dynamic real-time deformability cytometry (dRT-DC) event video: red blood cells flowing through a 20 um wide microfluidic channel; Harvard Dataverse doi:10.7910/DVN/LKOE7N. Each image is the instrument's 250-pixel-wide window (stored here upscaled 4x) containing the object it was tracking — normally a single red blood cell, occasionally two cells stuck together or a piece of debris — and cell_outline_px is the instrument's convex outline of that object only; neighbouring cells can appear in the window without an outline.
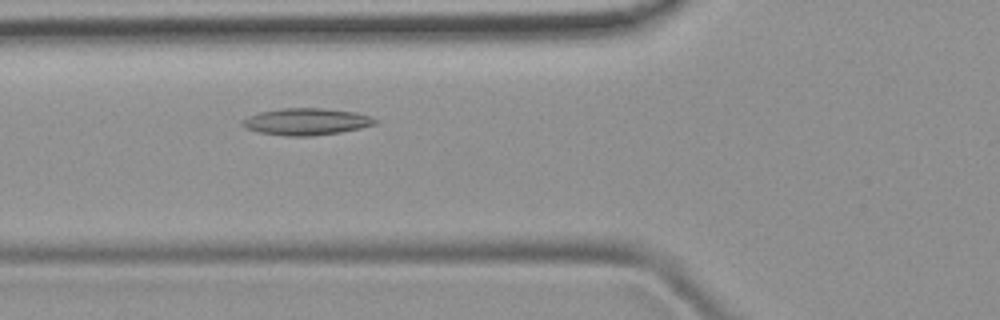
{"species": "common noctule bat (a hibernating species)", "species_latin": "Nyctalus noctula", "temperature_condition": "room temperature", "stored_images_in_passage": 44, "camera_frame_rate_fps": 3000, "um_per_image_px": 0.085, "animal": {"sex": "female", "body_mass_g": 19.9}, "frame": {"image": 1, "passage_image": 13, "time_ms": 4.0, "image_size_px": [1000, 320], "cell_outline_px": [[376, 124], [360, 128], [340, 132], [312, 136], [288, 136], [256, 132], [244, 128], [240, 124], [240, 120], [248, 116], [260, 112], [284, 108], [324, 108], [356, 112], [372, 116], [376, 120]], "centroid_in_image_um": [26.0, 10.34], "position_along_channel_um": 99.8, "area_um2": 20.92}}
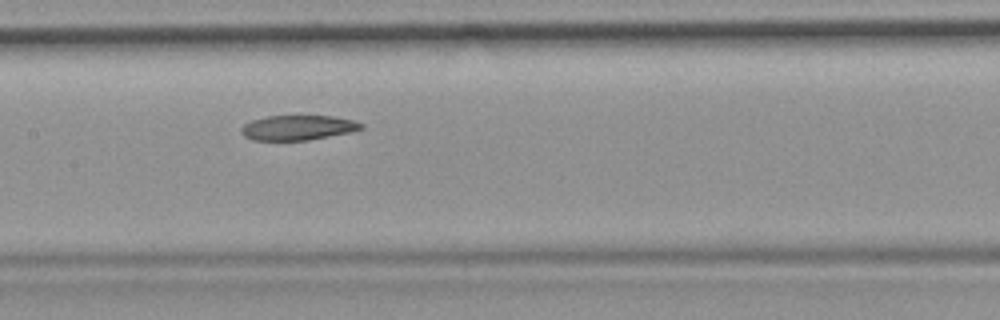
{"frame": {"image": 2, "passage_image": 19, "time_ms": 6.0, "image_size_px": [1000, 320], "cell_outline_px": [[364, 128], [352, 132], [308, 140], [252, 140], [244, 136], [240, 132], [240, 128], [244, 124], [252, 120], [268, 116], [332, 116], [352, 120], [364, 124]], "centroid_in_image_um": [25.32, 10.85], "position_along_channel_um": 182.1, "area_um2": 17.4}}
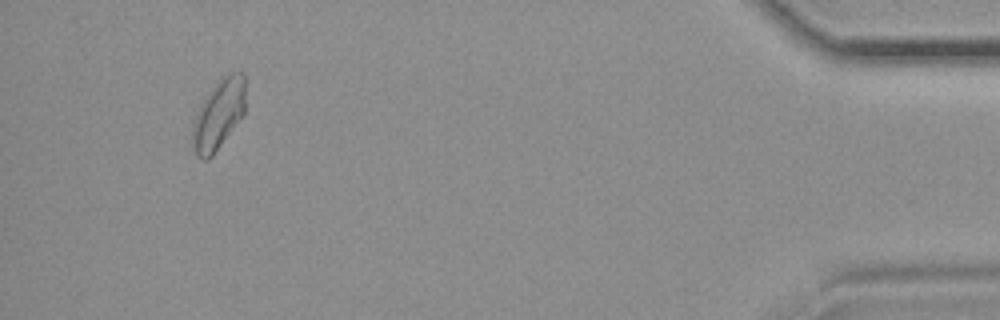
{"frame": {"image": 3, "passage_image": 41, "time_ms": 13.333, "image_size_px": [1000, 320], "cell_outline_px": [[244, 112], [212, 156], [208, 160], [200, 160], [196, 156], [192, 148], [192, 128], [196, 116], [204, 100], [220, 76], [232, 72], [244, 72]], "centroid_in_image_um": [18.56, 9.74], "position_along_channel_um": 416.6, "area_um2": 21.15}}